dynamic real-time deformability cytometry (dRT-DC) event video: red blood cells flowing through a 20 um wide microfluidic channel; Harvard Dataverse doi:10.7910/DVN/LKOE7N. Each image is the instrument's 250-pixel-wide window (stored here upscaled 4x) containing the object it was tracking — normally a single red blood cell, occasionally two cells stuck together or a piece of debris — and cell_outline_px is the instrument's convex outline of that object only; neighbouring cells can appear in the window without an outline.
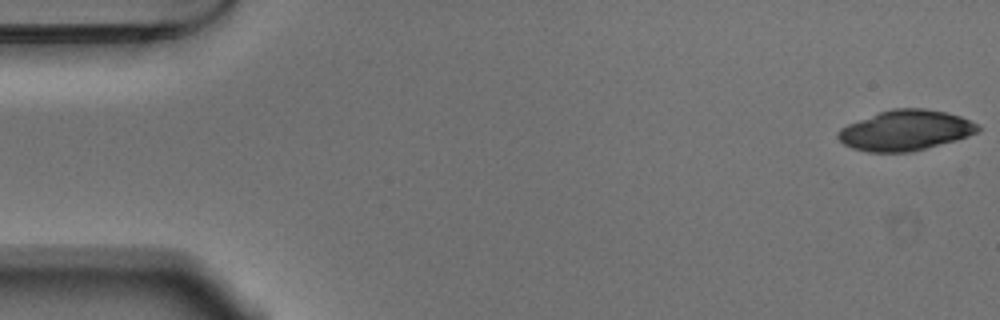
{"species": "Egyptian fruit bat (a non-hibernating species)", "species_latin": "Rousettus aegyptiacus", "temperature_condition": "warm", "stored_images_in_passage": 18, "camera_frame_rate_fps": 3000, "um_per_image_px": 0.085, "animal": {"sex": "male"}, "frame": {"image": 1, "passage_image": 1, "time_ms": 0.0, "image_size_px": [1000, 320], "cell_outline_px": [[980, 132], [956, 140], [912, 152], [868, 152], [852, 148], [844, 144], [836, 136], [836, 132], [840, 128], [848, 124], [880, 112], [892, 108], [924, 108], [948, 112], [960, 116], [976, 124], [980, 128]], "centroid_in_image_um": [76.96, 11.08], "position_along_channel_um": 8.0, "area_um2": 32.89}}
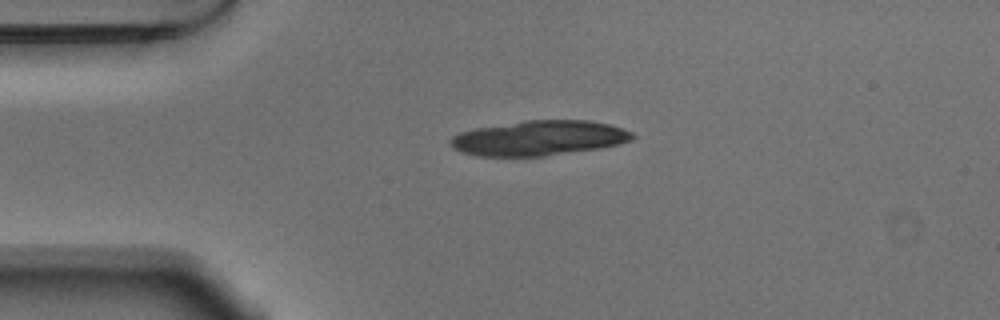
{"frame": {"image": 2, "passage_image": 12, "time_ms": 3.667, "image_size_px": [1000, 320], "cell_outline_px": [[636, 136], [632, 140], [620, 144], [600, 148], [544, 156], [476, 156], [452, 148], [448, 140], [452, 136], [460, 132], [476, 128], [528, 120], [588, 120], [608, 124], [632, 132]], "centroid_in_image_um": [45.81, 11.74], "position_along_channel_um": 39.2, "area_um2": 36.99}}